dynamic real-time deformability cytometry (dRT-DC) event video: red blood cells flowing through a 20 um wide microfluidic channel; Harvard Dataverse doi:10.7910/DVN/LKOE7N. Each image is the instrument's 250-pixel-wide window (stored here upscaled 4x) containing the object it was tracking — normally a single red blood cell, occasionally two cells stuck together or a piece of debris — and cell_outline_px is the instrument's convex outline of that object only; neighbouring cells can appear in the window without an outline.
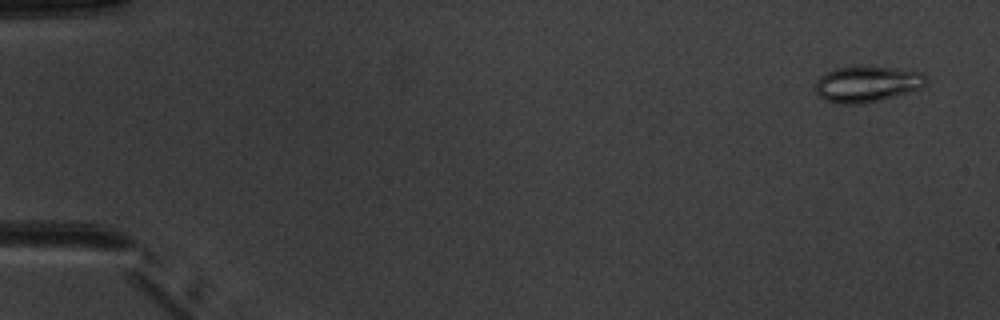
{"species": "common noctule bat (a hibernating species)", "species_latin": "Nyctalus noctula", "temperature_condition": "warm", "stored_images_in_passage": 4, "camera_frame_rate_fps": 3000, "um_per_image_px": 0.085, "animal": {"sex": "male", "body_mass_g": 20.1, "forearm_length_mm": 53.5}, "frame": {"image": 1, "passage_image": 1, "time_ms": 0.0, "image_size_px": [1000, 320], "cell_outline_px": [[928, 84], [924, 88], [880, 100], [864, 104], [840, 104], [824, 100], [816, 92], [816, 80], [820, 76], [836, 68], [896, 68], [924, 72], [928, 76]], "centroid_in_image_um": [73.78, 7.17], "position_along_channel_um": 11.2, "area_um2": 23.18}}
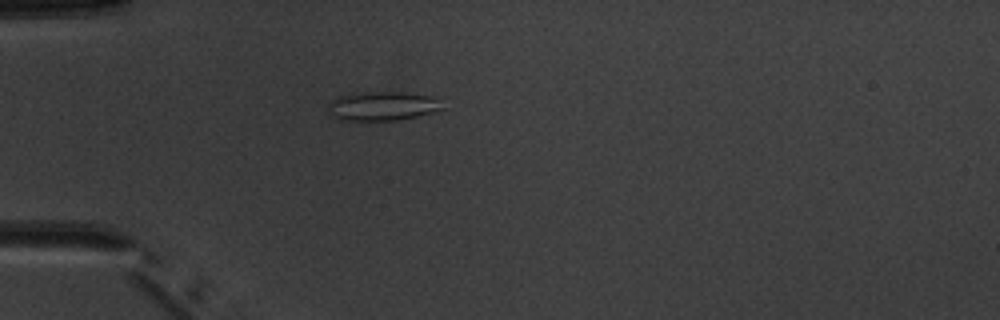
{"frame": {"image": 2, "passage_image": 4, "time_ms": 4.333, "image_size_px": [1000, 320], "cell_outline_px": [[444, 108], [432, 112], [416, 116], [396, 120], [340, 120], [332, 116], [328, 108], [328, 104], [332, 100], [340, 96], [368, 92], [400, 92], [440, 96]], "centroid_in_image_um": [32.58, 9.0], "position_along_channel_um": 52.4, "area_um2": 19.36}}